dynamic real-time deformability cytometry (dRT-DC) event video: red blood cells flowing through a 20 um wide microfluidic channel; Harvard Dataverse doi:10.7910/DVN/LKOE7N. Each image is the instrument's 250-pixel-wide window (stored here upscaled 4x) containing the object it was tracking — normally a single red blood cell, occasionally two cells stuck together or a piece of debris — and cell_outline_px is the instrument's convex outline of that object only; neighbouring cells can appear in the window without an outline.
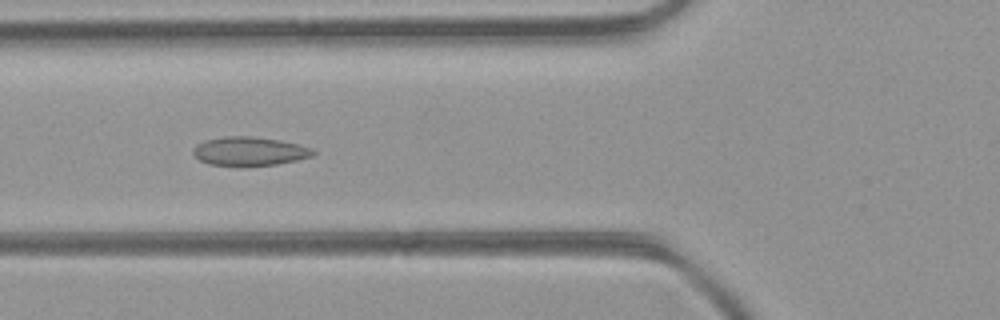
{"species": "common noctule bat (a hibernating species)", "species_latin": "Nyctalus noctula", "temperature_condition": "room temperature", "stored_images_in_passage": 48, "camera_frame_rate_fps": 3000, "um_per_image_px": 0.085, "animal": {"sex": "female", "body_mass_g": 21.9}, "frame": {"image": 1, "passage_image": 17, "time_ms": 5.333, "image_size_px": [1000, 320], "cell_outline_px": [[316, 152], [312, 156], [296, 160], [276, 164], [244, 168], [240, 168], [208, 164], [200, 160], [192, 152], [192, 148], [196, 144], [204, 140], [224, 136], [252, 136], [280, 140], [300, 144], [312, 148]], "centroid_in_image_um": [21.17, 12.88], "position_along_channel_um": 104.6, "area_um2": 20.81}}
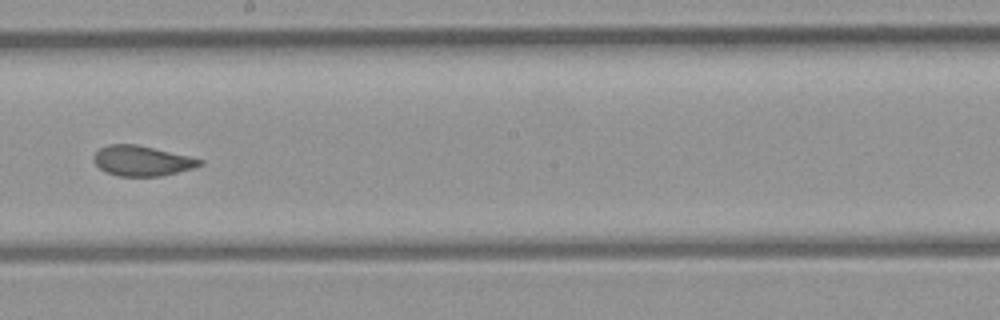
{"frame": {"image": 2, "passage_image": 26, "time_ms": 8.333, "image_size_px": [1000, 320], "cell_outline_px": [[204, 164], [192, 168], [160, 176], [116, 176], [104, 172], [92, 160], [92, 156], [100, 148], [108, 144], [136, 144], [188, 156], [204, 160]], "centroid_in_image_um": [12.02, 13.67], "position_along_channel_um": 236.2, "area_um2": 18.61}}
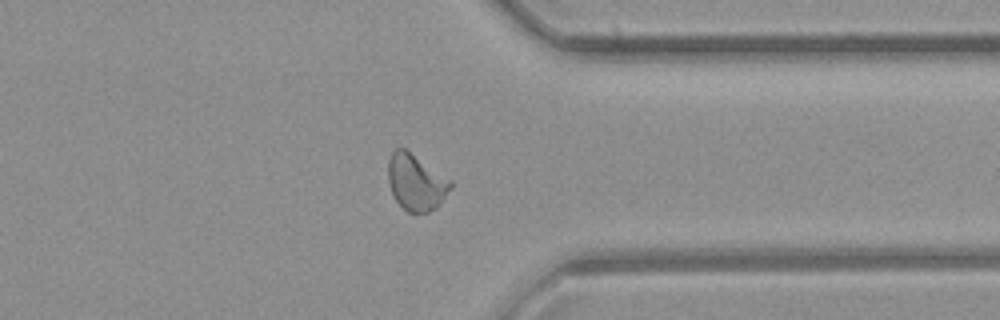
{"frame": {"image": 3, "passage_image": 36, "time_ms": 11.667, "image_size_px": [1000, 320], "cell_outline_px": [[452, 188], [440, 204], [436, 208], [428, 212], [408, 212], [392, 196], [388, 180], [388, 160], [392, 152], [396, 148], [404, 148], [452, 180]], "centroid_in_image_um": [35.37, 15.5], "position_along_channel_um": 376.0, "area_um2": 20.46}, "authors_computed_cell_mechanics": {"area_um2": 19.7965, "velocity_mm_per_s": 4.372, "shape_relaxation_time_tau1_ms": null, "shape_relaxation_time_tau2_ms": 0.8861, "deformation_change_tau1": null, "deformation_change_tau2": 0.0645}}